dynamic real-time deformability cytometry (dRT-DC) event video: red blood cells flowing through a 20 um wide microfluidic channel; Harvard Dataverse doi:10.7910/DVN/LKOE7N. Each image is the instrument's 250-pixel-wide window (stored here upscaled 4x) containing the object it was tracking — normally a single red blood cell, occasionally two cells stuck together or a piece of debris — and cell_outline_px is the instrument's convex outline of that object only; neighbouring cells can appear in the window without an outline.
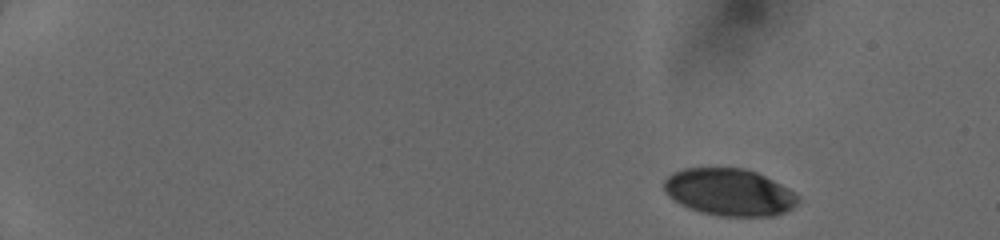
{"species": "human", "species_latin": "Homo sapiens", "temperature_condition": "cold", "stored_images_in_passage": 20, "camera_frame_rate_fps": 3000, "um_per_image_px": 0.085, "donor": {"sex": "female"}, "frame": {"image": 1, "passage_image": 1, "time_ms": 0.0, "image_size_px": [1000, 240], "cell_outline_px": [[800, 200], [792, 208], [784, 212], [772, 216], [720, 216], [700, 212], [688, 208], [680, 204], [668, 196], [664, 188], [664, 180], [672, 172], [684, 168], [744, 168], [756, 172], [788, 188]], "centroid_in_image_um": [61.95, 16.34], "position_along_channel_um": 23.0, "area_um2": 36.65}}
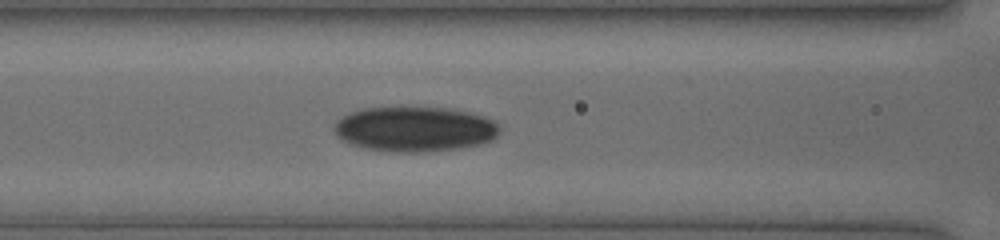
{"frame": {"image": 2, "passage_image": 14, "time_ms": 6.0, "image_size_px": [1000, 240], "cell_outline_px": [[500, 132], [492, 140], [480, 144], [460, 148], [424, 152], [392, 152], [360, 148], [348, 144], [340, 140], [336, 136], [332, 128], [336, 120], [352, 112], [364, 108], [452, 108], [484, 116], [492, 120], [500, 128]], "centroid_in_image_um": [35.21, 10.99], "position_along_channel_um": 131.4, "area_um2": 43.7}}
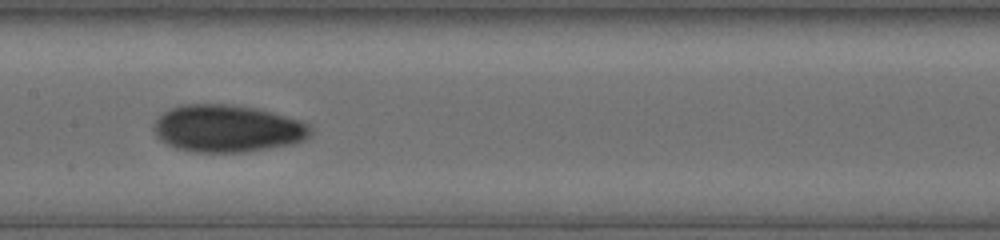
{"frame": {"image": 3, "passage_image": 18, "time_ms": 7.333, "image_size_px": [1000, 240], "cell_outline_px": [[312, 136], [304, 140], [292, 144], [244, 152], [192, 152], [176, 148], [160, 140], [156, 136], [152, 128], [156, 120], [164, 112], [180, 104], [232, 104], [256, 108], [272, 112], [300, 120], [312, 124]], "centroid_in_image_um": [19.35, 10.92], "position_along_channel_um": 188.0, "area_um2": 43.52}}